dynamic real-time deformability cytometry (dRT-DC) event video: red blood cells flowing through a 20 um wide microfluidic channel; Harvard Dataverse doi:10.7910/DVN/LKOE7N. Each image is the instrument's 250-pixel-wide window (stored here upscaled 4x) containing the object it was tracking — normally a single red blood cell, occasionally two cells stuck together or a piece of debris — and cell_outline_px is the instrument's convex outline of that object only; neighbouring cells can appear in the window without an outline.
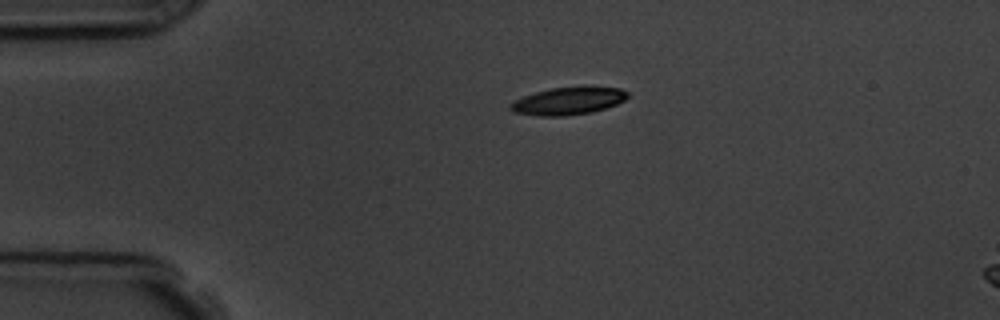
{"species": "common noctule bat (a hibernating species)", "species_latin": "Nyctalus noctula", "temperature_condition": "room temperature", "stored_images_in_passage": 2, "camera_frame_rate_fps": 3000, "um_per_image_px": 0.085, "animal": {"sex": "male", "body_mass_g": 19.5, "forearm_length_mm": 54.6}, "frame": {"image": 1, "passage_image": 1, "time_ms": 0.0, "image_size_px": [1000, 320], "cell_outline_px": [[628, 96], [624, 100], [616, 104], [592, 112], [564, 116], [540, 116], [512, 112], [508, 108], [508, 104], [512, 100], [536, 92], [552, 88], [620, 88], [628, 92]], "centroid_in_image_um": [48.21, 8.61], "position_along_channel_um": 36.8, "area_um2": 18.44}}